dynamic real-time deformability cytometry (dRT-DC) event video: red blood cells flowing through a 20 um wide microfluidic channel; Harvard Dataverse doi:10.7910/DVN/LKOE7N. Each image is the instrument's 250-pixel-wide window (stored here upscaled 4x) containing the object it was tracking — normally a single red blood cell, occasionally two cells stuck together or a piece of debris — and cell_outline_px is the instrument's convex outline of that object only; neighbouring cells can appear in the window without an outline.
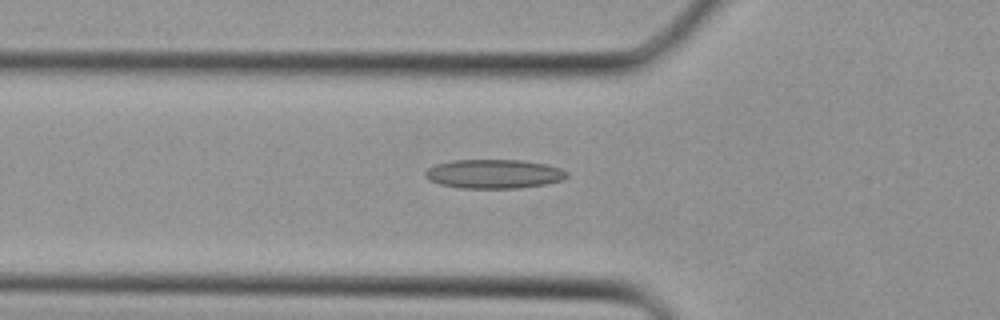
{"species": "Egyptian fruit bat (a non-hibernating species)", "species_latin": "Rousettus aegyptiacus", "temperature_condition": "cold", "stored_images_in_passage": 27, "camera_frame_rate_fps": 3000, "um_per_image_px": 0.085, "animal": {"sex": "female"}, "frame": {"image": 1, "passage_image": 2, "time_ms": 0.333, "image_size_px": [1000, 320], "cell_outline_px": [[568, 176], [564, 180], [544, 184], [516, 188], [460, 188], [440, 184], [428, 180], [424, 176], [424, 172], [428, 168], [436, 164], [452, 160], [520, 160], [544, 164], [560, 168], [568, 172]], "centroid_in_image_um": [41.96, 14.78], "position_along_channel_um": 83.8, "area_um2": 23.99}}
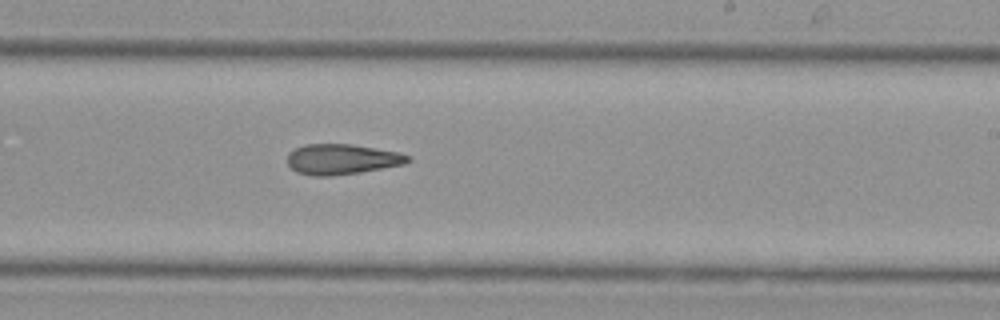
{"frame": {"image": 2, "passage_image": 12, "time_ms": 3.667, "image_size_px": [1000, 320], "cell_outline_px": [[412, 160], [404, 164], [360, 172], [332, 176], [312, 176], [296, 172], [288, 164], [288, 152], [304, 144], [352, 144], [400, 152], [412, 156]], "centroid_in_image_um": [29.08, 13.53], "position_along_channel_um": 259.9, "area_um2": 21.5}}
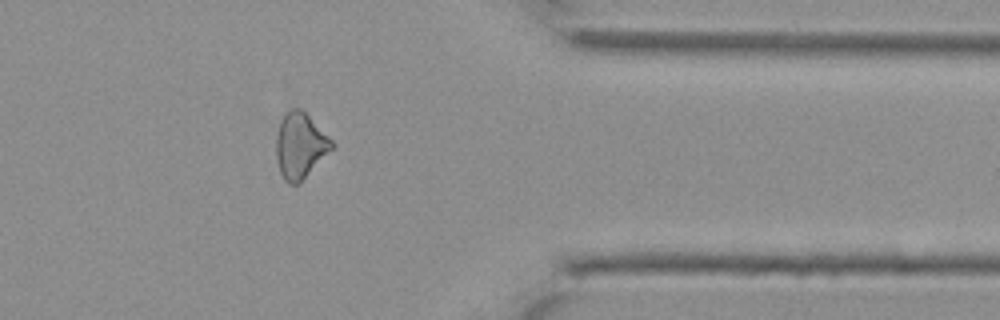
{"frame": {"image": 3, "passage_image": 20, "time_ms": 6.333, "image_size_px": [1000, 320], "cell_outline_px": [[336, 144], [300, 184], [288, 184], [284, 180], [280, 172], [276, 160], [276, 136], [280, 120], [292, 108], [300, 108]], "centroid_in_image_um": [25.49, 12.42], "position_along_channel_um": 385.9, "area_um2": 21.15}}